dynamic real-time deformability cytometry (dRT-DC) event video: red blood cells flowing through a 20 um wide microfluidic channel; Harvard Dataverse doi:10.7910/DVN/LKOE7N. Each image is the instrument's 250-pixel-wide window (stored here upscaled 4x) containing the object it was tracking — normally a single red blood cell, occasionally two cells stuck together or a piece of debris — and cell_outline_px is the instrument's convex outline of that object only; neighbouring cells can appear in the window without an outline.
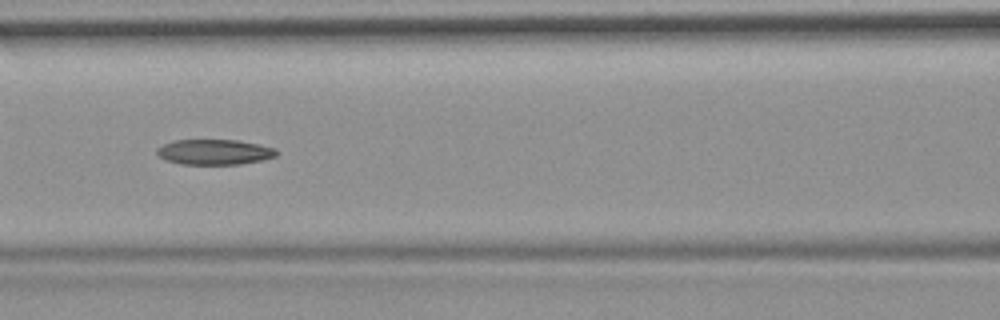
{"species": "common noctule bat (a hibernating species)", "species_latin": "Nyctalus noctula", "temperature_condition": "room temperature", "stored_images_in_passage": 53, "camera_frame_rate_fps": 3000, "um_per_image_px": 0.085, "animal": {"sex": "female", "body_mass_g": 19.9}, "frame": {"image": 1, "passage_image": 23, "time_ms": 7.333, "image_size_px": [1000, 320], "cell_outline_px": [[280, 152], [276, 156], [260, 160], [240, 164], [180, 164], [156, 156], [156, 148], [164, 144], [176, 140], [240, 140], [260, 144], [276, 148]], "centroid_in_image_um": [18.25, 12.91], "position_along_channel_um": 148.4, "area_um2": 17.74}}